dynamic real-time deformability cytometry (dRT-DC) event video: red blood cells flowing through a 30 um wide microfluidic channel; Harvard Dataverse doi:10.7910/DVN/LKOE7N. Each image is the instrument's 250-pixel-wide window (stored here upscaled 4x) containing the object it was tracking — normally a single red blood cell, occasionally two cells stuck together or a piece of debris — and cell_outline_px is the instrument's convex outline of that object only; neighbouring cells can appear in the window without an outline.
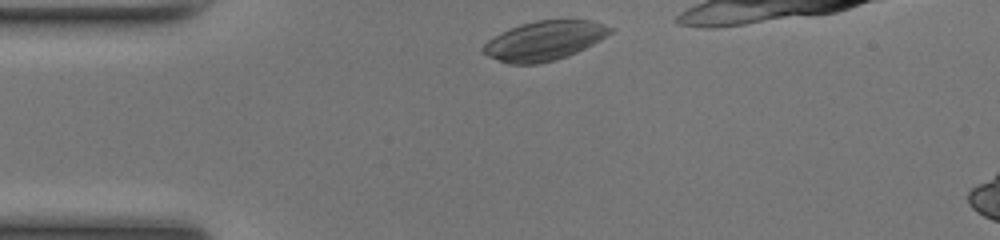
{"species": "common noctule bat (a hibernating species)", "species_latin": "Nyctalus noctula", "temperature_condition": "room temperature", "stored_images_in_passage": 31, "camera_frame_rate_fps": 3000, "um_per_image_px": 0.085, "animal": {"sex": "female", "body_mass_g": 17.0, "forearm_length_mm": 48.0}, "frame": {"image": 1, "passage_image": 1, "time_ms": 0.0, "image_size_px": [1000, 240], "cell_outline_px": [[616, 28], [612, 32], [600, 40], [568, 56], [556, 60], [536, 64], [508, 64], [488, 56], [480, 52], [480, 48], [488, 40], [500, 32], [520, 24], [536, 20], [592, 20]], "centroid_in_image_um": [46.25, 3.46], "position_along_channel_um": 38.8, "area_um2": 29.3}}
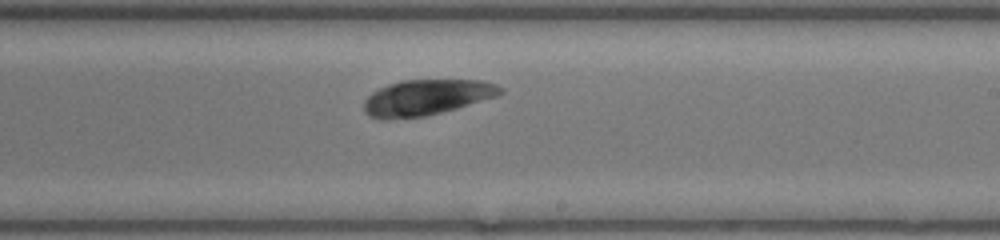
{"frame": {"image": 2, "passage_image": 19, "time_ms": 6.0, "image_size_px": [1000, 240], "cell_outline_px": [[504, 92], [496, 96], [456, 108], [424, 116], [384, 120], [380, 120], [368, 116], [364, 112], [364, 100], [372, 92], [388, 84], [404, 80], [480, 80], [496, 84], [504, 88]], "centroid_in_image_um": [36.22, 8.28], "position_along_channel_um": 252.8, "area_um2": 28.32}}
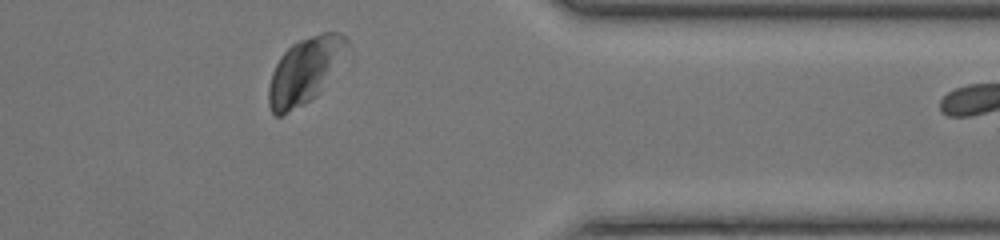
{"frame": {"image": 3, "passage_image": 30, "time_ms": 9.667, "image_size_px": [1000, 240], "cell_outline_px": [[352, 48], [320, 92], [316, 96], [304, 104], [284, 116], [272, 116], [268, 104], [268, 84], [272, 72], [280, 56], [292, 44], [300, 40], [324, 32], [340, 32], [348, 40]], "centroid_in_image_um": [25.94, 6.02], "position_along_channel_um": 385.5, "area_um2": 30.69}}